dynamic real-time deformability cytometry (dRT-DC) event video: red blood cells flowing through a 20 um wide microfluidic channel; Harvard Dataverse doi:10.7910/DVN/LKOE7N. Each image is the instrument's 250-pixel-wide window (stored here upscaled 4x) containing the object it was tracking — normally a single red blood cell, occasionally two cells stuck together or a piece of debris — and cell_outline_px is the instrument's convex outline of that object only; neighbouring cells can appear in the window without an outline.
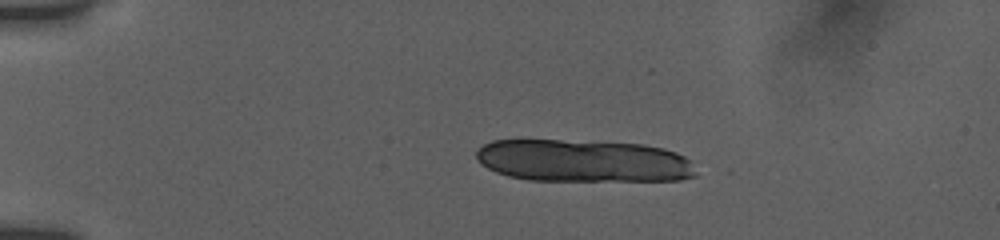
{"species": "human", "species_latin": "Homo sapiens", "temperature_condition": "room temperature", "stored_images_in_passage": 8, "segment_of_instrument_passage": [1, 2], "camera_frame_rate_fps": 3000, "um_per_image_px": 0.085, "donor": {"sex": "female"}, "frame": {"image": 1, "passage_image": 1, "time_ms": 0.0, "image_size_px": [1000, 240], "cell_outline_px": [[696, 176], [680, 180], [528, 180], [508, 176], [496, 172], [480, 164], [476, 160], [476, 152], [484, 144], [492, 140], [520, 136], [524, 136], [644, 144], [664, 148], [676, 152], [692, 160], [696, 172]], "centroid_in_image_um": [49.49, 13.61], "position_along_channel_um": 35.5, "area_um2": 56.24}}